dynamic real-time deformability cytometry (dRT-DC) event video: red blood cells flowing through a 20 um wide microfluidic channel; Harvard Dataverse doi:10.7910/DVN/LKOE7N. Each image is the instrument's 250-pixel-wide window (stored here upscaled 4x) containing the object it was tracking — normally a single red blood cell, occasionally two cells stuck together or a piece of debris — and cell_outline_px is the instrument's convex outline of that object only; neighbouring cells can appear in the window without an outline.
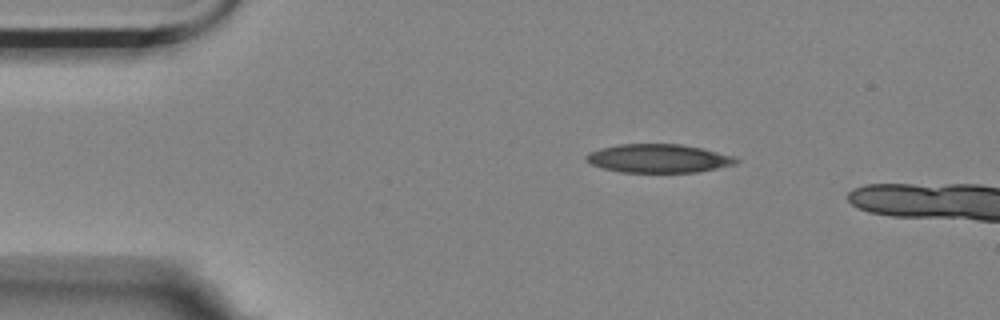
{"species": "Egyptian fruit bat (a non-hibernating species)", "species_latin": "Rousettus aegyptiacus", "temperature_condition": "room temperature", "stored_images_in_passage": 2, "camera_frame_rate_fps": 3000, "um_per_image_px": 0.085, "animal": {"sex": "female"}, "frame": {"image": 1, "passage_image": 1, "time_ms": 0.0, "image_size_px": [1000, 320], "cell_outline_px": [[740, 160], [736, 164], [696, 172], [620, 172], [604, 168], [592, 164], [584, 160], [584, 156], [588, 152], [600, 148], [620, 144], [680, 144], [700, 148], [736, 156]], "centroid_in_image_um": [55.96, 13.46], "position_along_channel_um": 29.0, "area_um2": 24.91}}